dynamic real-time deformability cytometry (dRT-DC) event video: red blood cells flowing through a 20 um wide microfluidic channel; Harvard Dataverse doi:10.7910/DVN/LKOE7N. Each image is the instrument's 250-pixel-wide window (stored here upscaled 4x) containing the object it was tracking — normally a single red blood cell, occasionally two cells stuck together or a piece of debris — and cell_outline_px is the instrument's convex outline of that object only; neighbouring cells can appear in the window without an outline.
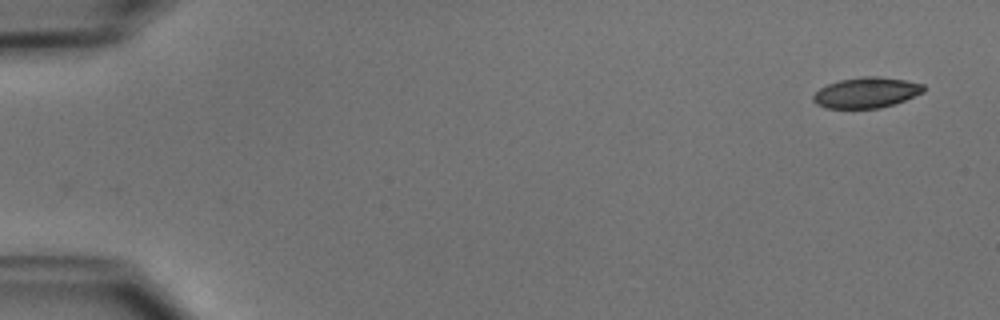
{"species": "common noctule bat (a hibernating species)", "species_latin": "Nyctalus noctula", "temperature_condition": "cold", "stored_images_in_passage": 48, "camera_frame_rate_fps": 3000, "um_per_image_px": 0.085, "animal": {"sex": "male", "body_mass_g": 15.6}, "frame": {"image": 1, "passage_image": 1, "time_ms": 0.0, "image_size_px": [1000, 320], "cell_outline_px": [[924, 92], [904, 100], [880, 108], [828, 108], [816, 104], [812, 100], [812, 96], [820, 88], [828, 84], [840, 80], [864, 76], [880, 76], [904, 80], [924, 84]], "centroid_in_image_um": [73.63, 7.87], "position_along_channel_um": 11.4, "area_um2": 19.54}}
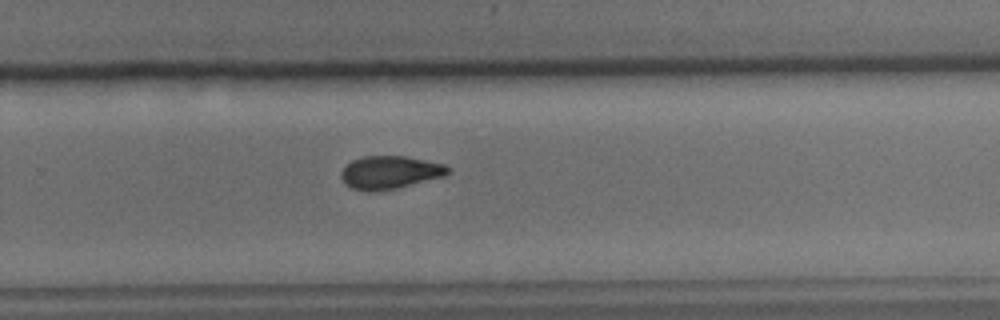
{"frame": {"image": 2, "passage_image": 33, "time_ms": 10.667, "image_size_px": [1000, 320], "cell_outline_px": [[452, 168], [444, 176], [396, 188], [372, 192], [368, 192], [352, 188], [344, 184], [340, 176], [340, 172], [352, 160], [364, 156], [404, 156], [444, 164]], "centroid_in_image_um": [33.11, 14.66], "position_along_channel_um": 296.7, "area_um2": 20.46}}
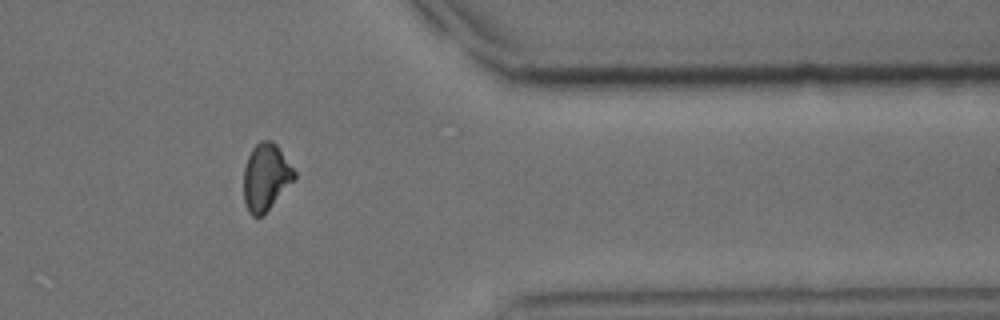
{"frame": {"image": 3, "passage_image": 41, "time_ms": 13.333, "image_size_px": [1000, 320], "cell_outline_px": [[296, 180], [264, 216], [252, 216], [248, 212], [244, 200], [244, 168], [248, 156], [252, 148], [260, 140], [272, 140], [276, 144], [296, 172]], "centroid_in_image_um": [22.62, 15.09], "position_along_channel_um": 388.8, "area_um2": 20.17}}